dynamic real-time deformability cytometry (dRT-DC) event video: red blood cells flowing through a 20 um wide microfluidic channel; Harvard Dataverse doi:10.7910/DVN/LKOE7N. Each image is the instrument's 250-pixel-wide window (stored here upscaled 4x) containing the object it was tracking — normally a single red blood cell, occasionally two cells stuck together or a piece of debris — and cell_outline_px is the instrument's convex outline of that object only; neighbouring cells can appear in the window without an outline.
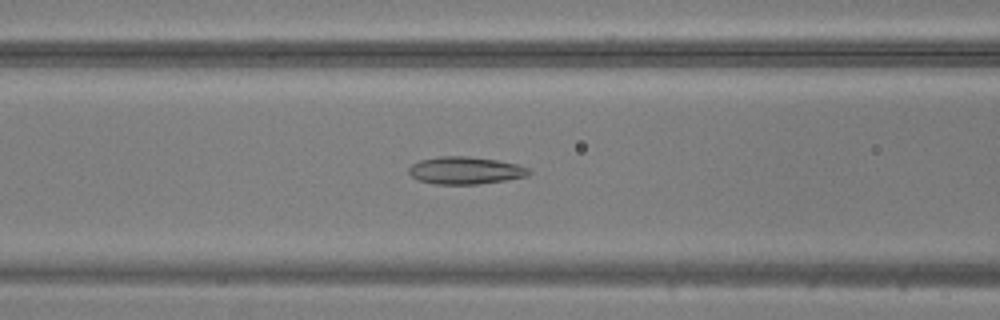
{"species": "common noctule bat (a hibernating species)", "species_latin": "Nyctalus noctula", "temperature_condition": "warm", "stored_images_in_passage": 49, "camera_frame_rate_fps": 3000, "um_per_image_px": 0.085, "animal": {"sex": "male", "body_mass_g": 20.5, "forearm_length_mm": 52.5}, "frame": {"image": 1, "passage_image": 20, "time_ms": 6.333, "image_size_px": [1000, 320], "cell_outline_px": [[532, 172], [528, 176], [504, 180], [476, 184], [436, 184], [420, 180], [412, 176], [408, 172], [408, 168], [412, 164], [420, 160], [440, 156], [468, 156], [496, 160], [516, 164], [528, 168]], "centroid_in_image_um": [39.55, 14.48], "position_along_channel_um": 127.1, "area_um2": 19.02}}
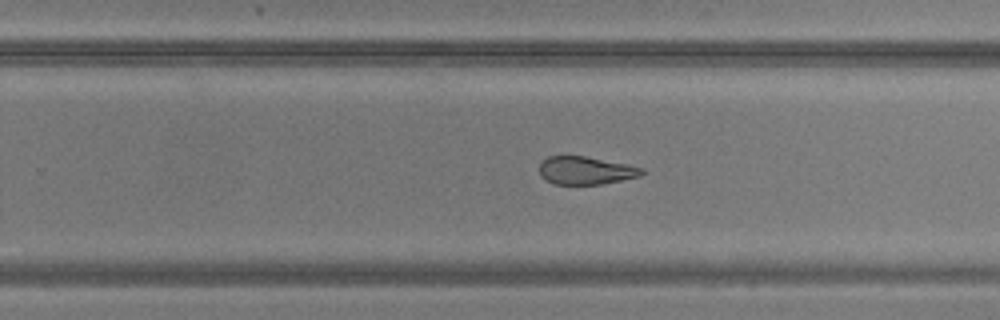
{"frame": {"image": 2, "passage_image": 31, "time_ms": 10.0, "image_size_px": [1000, 320], "cell_outline_px": [[644, 172], [640, 176], [600, 184], [552, 184], [544, 180], [540, 176], [540, 164], [548, 156], [584, 156], [628, 164], [644, 168]], "centroid_in_image_um": [49.77, 14.49], "position_along_channel_um": 280.0, "area_um2": 16.65}}
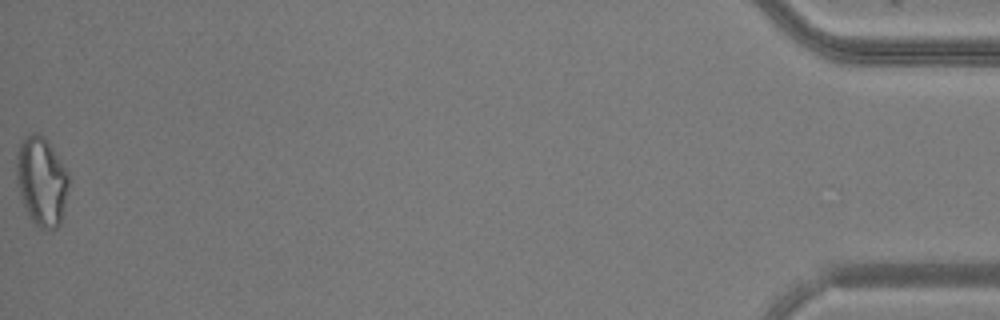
{"frame": {"image": 3, "passage_image": 49, "time_ms": 16.0, "image_size_px": [1000, 320], "cell_outline_px": [[68, 184], [64, 208], [60, 224], [56, 228], [40, 228], [28, 216], [20, 200], [16, 184], [16, 156], [20, 144], [32, 132], [36, 132], [44, 136], [68, 172]], "centroid_in_image_um": [3.5, 15.42], "position_along_channel_um": 431.7, "area_um2": 27.05}}